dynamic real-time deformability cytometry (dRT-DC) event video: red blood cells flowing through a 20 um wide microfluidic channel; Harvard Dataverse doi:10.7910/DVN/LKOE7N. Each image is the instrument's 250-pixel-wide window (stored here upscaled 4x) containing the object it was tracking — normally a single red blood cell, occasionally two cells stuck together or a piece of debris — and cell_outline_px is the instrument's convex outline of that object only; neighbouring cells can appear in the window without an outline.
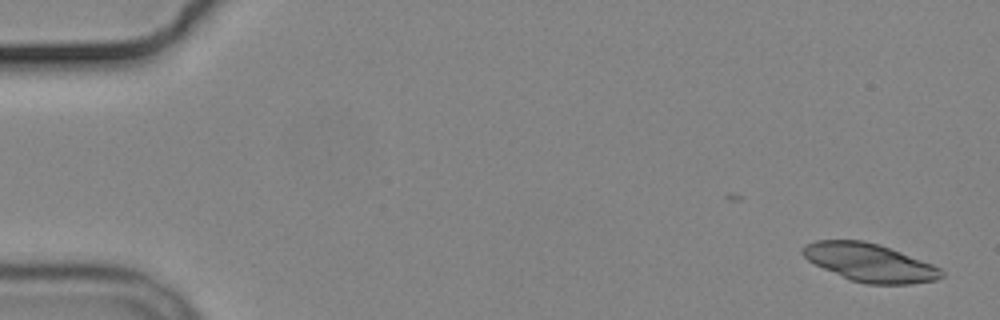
{"species": "common noctule bat (a hibernating species)", "species_latin": "Nyctalus noctula", "temperature_condition": "cold", "stored_images_in_passage": 5, "camera_frame_rate_fps": 3000, "um_per_image_px": 0.085, "animal": {"sex": "male", "body_mass_g": 19.2, "forearm_length_mm": 51.8}, "frame": {"image": 1, "passage_image": 1, "time_ms": 0.0, "image_size_px": [1000, 320], "cell_outline_px": [[944, 276], [936, 280], [908, 284], [868, 284], [852, 280], [824, 268], [808, 260], [800, 252], [808, 244], [816, 240], [864, 240], [880, 244], [932, 264], [940, 268], [944, 272]], "centroid_in_image_um": [73.96, 22.31], "position_along_channel_um": 11.0, "area_um2": 30.4}}